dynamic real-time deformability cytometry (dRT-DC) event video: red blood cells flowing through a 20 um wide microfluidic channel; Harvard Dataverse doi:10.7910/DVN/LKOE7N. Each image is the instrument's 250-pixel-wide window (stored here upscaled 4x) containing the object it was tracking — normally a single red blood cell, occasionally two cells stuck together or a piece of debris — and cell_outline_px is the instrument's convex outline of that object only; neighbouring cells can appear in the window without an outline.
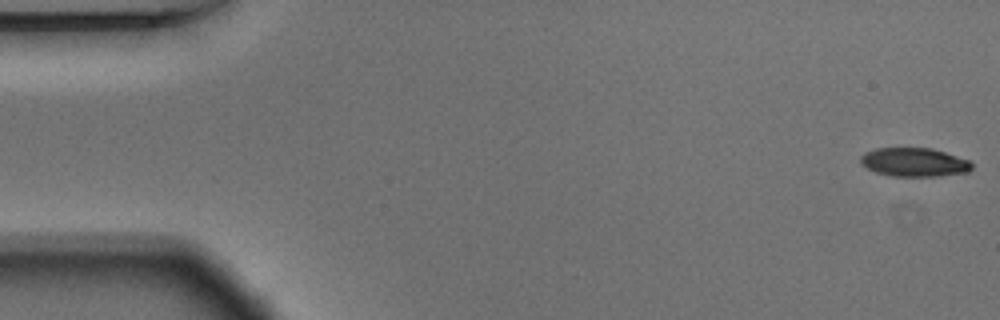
{"species": "Egyptian fruit bat (a non-hibernating species)", "species_latin": "Rousettus aegyptiacus", "temperature_condition": "warm", "stored_images_in_passage": 54, "camera_frame_rate_fps": 3000, "um_per_image_px": 0.085, "animal": {"sex": "male"}, "frame": {"image": 1, "passage_image": 1, "time_ms": 0.0, "image_size_px": [1000, 320], "cell_outline_px": [[972, 168], [968, 172], [936, 176], [892, 176], [876, 172], [860, 164], [860, 156], [864, 152], [876, 148], [932, 148], [968, 160], [972, 164]], "centroid_in_image_um": [77.67, 13.78], "position_along_channel_um": 7.3, "area_um2": 18.55}}
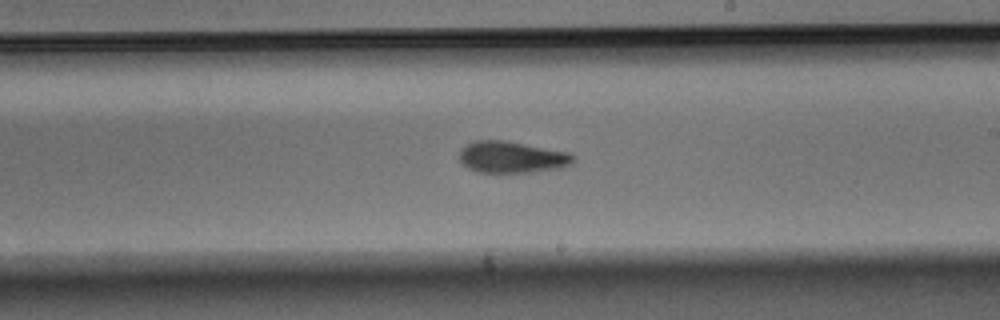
{"frame": {"image": 2, "passage_image": 31, "time_ms": 10.0, "image_size_px": [1000, 320], "cell_outline_px": [[576, 160], [572, 164], [560, 168], [532, 172], [476, 172], [460, 164], [460, 148], [476, 140], [504, 140], [568, 152], [576, 156]], "centroid_in_image_um": [43.51, 13.36], "position_along_channel_um": 245.5, "area_um2": 21.1}}
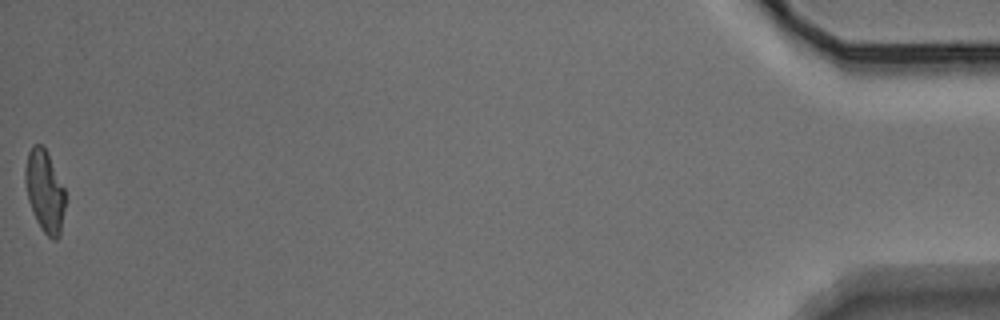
{"frame": {"image": 3, "passage_image": 54, "time_ms": 17.667, "image_size_px": [1000, 320], "cell_outline_px": [[68, 200], [60, 236], [56, 240], [52, 240], [40, 228], [32, 212], [28, 200], [24, 180], [24, 168], [28, 152], [32, 144], [40, 144], [44, 148], [64, 188]], "centroid_in_image_um": [3.82, 16.31], "position_along_channel_um": 431.4, "area_um2": 19.54}, "authors_computed_cell_mechanics": {"area_um2": 20.5768, "velocity_mm_per_s": 3.7385, "shape_relaxation_time_tau1_ms": 4.1964, "shape_relaxation_time_tau2_ms": 4.9108, "deformation_change_tau1": 0.1874, "deformation_change_tau2": 0.1454}}